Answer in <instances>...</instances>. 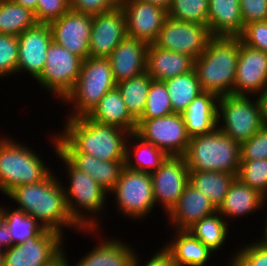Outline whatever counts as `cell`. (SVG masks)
<instances>
[{
    "label": "cell",
    "instance_id": "1",
    "mask_svg": "<svg viewBox=\"0 0 267 266\" xmlns=\"http://www.w3.org/2000/svg\"><path fill=\"white\" fill-rule=\"evenodd\" d=\"M7 197L17 203L16 208L34 217L46 229L57 231L63 236L64 230L69 228V231H80L93 235V238L101 237V228L82 229L70 216L62 180L53 171L38 183L16 187Z\"/></svg>",
    "mask_w": 267,
    "mask_h": 266
},
{
    "label": "cell",
    "instance_id": "2",
    "mask_svg": "<svg viewBox=\"0 0 267 266\" xmlns=\"http://www.w3.org/2000/svg\"><path fill=\"white\" fill-rule=\"evenodd\" d=\"M63 130L55 131L60 153L89 154L100 160H125L128 131L91 120L87 115L65 118Z\"/></svg>",
    "mask_w": 267,
    "mask_h": 266
},
{
    "label": "cell",
    "instance_id": "3",
    "mask_svg": "<svg viewBox=\"0 0 267 266\" xmlns=\"http://www.w3.org/2000/svg\"><path fill=\"white\" fill-rule=\"evenodd\" d=\"M50 144L54 147V154L65 167V182L63 183L67 208L70 216L82 229H99L101 227L104 210L107 208L109 193L103 189L90 175L74 167L59 151L55 136H50ZM106 206V207H105ZM97 214V215H96ZM102 215V216H100ZM101 217V218H100Z\"/></svg>",
    "mask_w": 267,
    "mask_h": 266
},
{
    "label": "cell",
    "instance_id": "4",
    "mask_svg": "<svg viewBox=\"0 0 267 266\" xmlns=\"http://www.w3.org/2000/svg\"><path fill=\"white\" fill-rule=\"evenodd\" d=\"M239 37L213 36L205 51L194 60L203 91L218 96L234 94Z\"/></svg>",
    "mask_w": 267,
    "mask_h": 266
},
{
    "label": "cell",
    "instance_id": "5",
    "mask_svg": "<svg viewBox=\"0 0 267 266\" xmlns=\"http://www.w3.org/2000/svg\"><path fill=\"white\" fill-rule=\"evenodd\" d=\"M1 136L0 193L7 196L16 187L38 183L52 172L38 151L15 141V137Z\"/></svg>",
    "mask_w": 267,
    "mask_h": 266
},
{
    "label": "cell",
    "instance_id": "6",
    "mask_svg": "<svg viewBox=\"0 0 267 266\" xmlns=\"http://www.w3.org/2000/svg\"><path fill=\"white\" fill-rule=\"evenodd\" d=\"M183 157L189 171H220L237 177L240 143L217 127L209 133L191 137Z\"/></svg>",
    "mask_w": 267,
    "mask_h": 266
},
{
    "label": "cell",
    "instance_id": "7",
    "mask_svg": "<svg viewBox=\"0 0 267 266\" xmlns=\"http://www.w3.org/2000/svg\"><path fill=\"white\" fill-rule=\"evenodd\" d=\"M115 87L116 82L107 58L84 59L75 86L62 101V104H72L71 112L65 117L77 118L88 115L101 98Z\"/></svg>",
    "mask_w": 267,
    "mask_h": 266
},
{
    "label": "cell",
    "instance_id": "8",
    "mask_svg": "<svg viewBox=\"0 0 267 266\" xmlns=\"http://www.w3.org/2000/svg\"><path fill=\"white\" fill-rule=\"evenodd\" d=\"M264 126L260 104L255 96H219L217 127L239 143L250 139Z\"/></svg>",
    "mask_w": 267,
    "mask_h": 266
},
{
    "label": "cell",
    "instance_id": "9",
    "mask_svg": "<svg viewBox=\"0 0 267 266\" xmlns=\"http://www.w3.org/2000/svg\"><path fill=\"white\" fill-rule=\"evenodd\" d=\"M110 194L116 200L113 201L118 208L117 211L128 219L144 222L147 215L156 208L149 173L131 170L125 166Z\"/></svg>",
    "mask_w": 267,
    "mask_h": 266
},
{
    "label": "cell",
    "instance_id": "10",
    "mask_svg": "<svg viewBox=\"0 0 267 266\" xmlns=\"http://www.w3.org/2000/svg\"><path fill=\"white\" fill-rule=\"evenodd\" d=\"M82 61V58L52 41L44 69L35 81L61 103L75 86Z\"/></svg>",
    "mask_w": 267,
    "mask_h": 266
},
{
    "label": "cell",
    "instance_id": "11",
    "mask_svg": "<svg viewBox=\"0 0 267 266\" xmlns=\"http://www.w3.org/2000/svg\"><path fill=\"white\" fill-rule=\"evenodd\" d=\"M47 229L42 235L4 250V266H55L64 258V238Z\"/></svg>",
    "mask_w": 267,
    "mask_h": 266
},
{
    "label": "cell",
    "instance_id": "12",
    "mask_svg": "<svg viewBox=\"0 0 267 266\" xmlns=\"http://www.w3.org/2000/svg\"><path fill=\"white\" fill-rule=\"evenodd\" d=\"M135 133L168 156H183L191 139L182 114L176 113L151 119H138Z\"/></svg>",
    "mask_w": 267,
    "mask_h": 266
},
{
    "label": "cell",
    "instance_id": "13",
    "mask_svg": "<svg viewBox=\"0 0 267 266\" xmlns=\"http://www.w3.org/2000/svg\"><path fill=\"white\" fill-rule=\"evenodd\" d=\"M213 36L207 25L175 20L167 16L154 44L164 50L197 59Z\"/></svg>",
    "mask_w": 267,
    "mask_h": 266
},
{
    "label": "cell",
    "instance_id": "14",
    "mask_svg": "<svg viewBox=\"0 0 267 266\" xmlns=\"http://www.w3.org/2000/svg\"><path fill=\"white\" fill-rule=\"evenodd\" d=\"M156 206L167 216L189 183V168L183 156H168L151 174Z\"/></svg>",
    "mask_w": 267,
    "mask_h": 266
},
{
    "label": "cell",
    "instance_id": "15",
    "mask_svg": "<svg viewBox=\"0 0 267 266\" xmlns=\"http://www.w3.org/2000/svg\"><path fill=\"white\" fill-rule=\"evenodd\" d=\"M18 37V61L16 74H28L34 81L40 76L46 62V54L52 40L49 24L36 23Z\"/></svg>",
    "mask_w": 267,
    "mask_h": 266
},
{
    "label": "cell",
    "instance_id": "16",
    "mask_svg": "<svg viewBox=\"0 0 267 266\" xmlns=\"http://www.w3.org/2000/svg\"><path fill=\"white\" fill-rule=\"evenodd\" d=\"M52 40L83 60L89 57L92 16L69 10L49 24Z\"/></svg>",
    "mask_w": 267,
    "mask_h": 266
},
{
    "label": "cell",
    "instance_id": "17",
    "mask_svg": "<svg viewBox=\"0 0 267 266\" xmlns=\"http://www.w3.org/2000/svg\"><path fill=\"white\" fill-rule=\"evenodd\" d=\"M126 20L127 36L154 43L160 33L167 10L153 3L124 0L121 5Z\"/></svg>",
    "mask_w": 267,
    "mask_h": 266
},
{
    "label": "cell",
    "instance_id": "18",
    "mask_svg": "<svg viewBox=\"0 0 267 266\" xmlns=\"http://www.w3.org/2000/svg\"><path fill=\"white\" fill-rule=\"evenodd\" d=\"M127 36L121 7L92 16L89 57L107 58Z\"/></svg>",
    "mask_w": 267,
    "mask_h": 266
},
{
    "label": "cell",
    "instance_id": "19",
    "mask_svg": "<svg viewBox=\"0 0 267 266\" xmlns=\"http://www.w3.org/2000/svg\"><path fill=\"white\" fill-rule=\"evenodd\" d=\"M267 85V54L243 44L239 37L234 94L257 96Z\"/></svg>",
    "mask_w": 267,
    "mask_h": 266
},
{
    "label": "cell",
    "instance_id": "20",
    "mask_svg": "<svg viewBox=\"0 0 267 266\" xmlns=\"http://www.w3.org/2000/svg\"><path fill=\"white\" fill-rule=\"evenodd\" d=\"M148 43L126 36L107 57L117 83L146 72Z\"/></svg>",
    "mask_w": 267,
    "mask_h": 266
},
{
    "label": "cell",
    "instance_id": "21",
    "mask_svg": "<svg viewBox=\"0 0 267 266\" xmlns=\"http://www.w3.org/2000/svg\"><path fill=\"white\" fill-rule=\"evenodd\" d=\"M217 209L201 191L188 183L178 203L167 215V224L173 230H188L203 217L214 214Z\"/></svg>",
    "mask_w": 267,
    "mask_h": 266
},
{
    "label": "cell",
    "instance_id": "22",
    "mask_svg": "<svg viewBox=\"0 0 267 266\" xmlns=\"http://www.w3.org/2000/svg\"><path fill=\"white\" fill-rule=\"evenodd\" d=\"M267 198L258 190L243 184L238 178L231 183L223 203L217 211L227 220L241 219L246 215L255 214L260 209L267 210ZM229 218V219H228Z\"/></svg>",
    "mask_w": 267,
    "mask_h": 266
},
{
    "label": "cell",
    "instance_id": "23",
    "mask_svg": "<svg viewBox=\"0 0 267 266\" xmlns=\"http://www.w3.org/2000/svg\"><path fill=\"white\" fill-rule=\"evenodd\" d=\"M113 238V239H112ZM101 237L74 266H132L136 251L121 238ZM73 266V265H71Z\"/></svg>",
    "mask_w": 267,
    "mask_h": 266
},
{
    "label": "cell",
    "instance_id": "24",
    "mask_svg": "<svg viewBox=\"0 0 267 266\" xmlns=\"http://www.w3.org/2000/svg\"><path fill=\"white\" fill-rule=\"evenodd\" d=\"M173 232L171 241L165 242L162 247L171 255L176 266H209L213 251L187 230Z\"/></svg>",
    "mask_w": 267,
    "mask_h": 266
},
{
    "label": "cell",
    "instance_id": "25",
    "mask_svg": "<svg viewBox=\"0 0 267 266\" xmlns=\"http://www.w3.org/2000/svg\"><path fill=\"white\" fill-rule=\"evenodd\" d=\"M193 68L194 59L189 55L161 49L154 43L148 45L146 72L154 81H165Z\"/></svg>",
    "mask_w": 267,
    "mask_h": 266
},
{
    "label": "cell",
    "instance_id": "26",
    "mask_svg": "<svg viewBox=\"0 0 267 266\" xmlns=\"http://www.w3.org/2000/svg\"><path fill=\"white\" fill-rule=\"evenodd\" d=\"M219 96L212 92H202L182 114L188 135H202L217 128Z\"/></svg>",
    "mask_w": 267,
    "mask_h": 266
},
{
    "label": "cell",
    "instance_id": "27",
    "mask_svg": "<svg viewBox=\"0 0 267 266\" xmlns=\"http://www.w3.org/2000/svg\"><path fill=\"white\" fill-rule=\"evenodd\" d=\"M207 26L212 36L239 37L244 30L239 0H209Z\"/></svg>",
    "mask_w": 267,
    "mask_h": 266
},
{
    "label": "cell",
    "instance_id": "28",
    "mask_svg": "<svg viewBox=\"0 0 267 266\" xmlns=\"http://www.w3.org/2000/svg\"><path fill=\"white\" fill-rule=\"evenodd\" d=\"M87 116L98 123L116 126L129 133H135L137 129V120L128 111L117 87L108 91Z\"/></svg>",
    "mask_w": 267,
    "mask_h": 266
},
{
    "label": "cell",
    "instance_id": "29",
    "mask_svg": "<svg viewBox=\"0 0 267 266\" xmlns=\"http://www.w3.org/2000/svg\"><path fill=\"white\" fill-rule=\"evenodd\" d=\"M74 167L90 175L108 193L117 184L125 160L104 161L89 154L61 153Z\"/></svg>",
    "mask_w": 267,
    "mask_h": 266
},
{
    "label": "cell",
    "instance_id": "30",
    "mask_svg": "<svg viewBox=\"0 0 267 266\" xmlns=\"http://www.w3.org/2000/svg\"><path fill=\"white\" fill-rule=\"evenodd\" d=\"M168 155L136 133H130L126 142L125 166L131 170L152 174Z\"/></svg>",
    "mask_w": 267,
    "mask_h": 266
},
{
    "label": "cell",
    "instance_id": "31",
    "mask_svg": "<svg viewBox=\"0 0 267 266\" xmlns=\"http://www.w3.org/2000/svg\"><path fill=\"white\" fill-rule=\"evenodd\" d=\"M235 178L220 171H189V183L208 197L216 209L223 203Z\"/></svg>",
    "mask_w": 267,
    "mask_h": 266
},
{
    "label": "cell",
    "instance_id": "32",
    "mask_svg": "<svg viewBox=\"0 0 267 266\" xmlns=\"http://www.w3.org/2000/svg\"><path fill=\"white\" fill-rule=\"evenodd\" d=\"M173 113L183 114L189 104L203 91L194 68L184 74L169 78L165 81Z\"/></svg>",
    "mask_w": 267,
    "mask_h": 266
},
{
    "label": "cell",
    "instance_id": "33",
    "mask_svg": "<svg viewBox=\"0 0 267 266\" xmlns=\"http://www.w3.org/2000/svg\"><path fill=\"white\" fill-rule=\"evenodd\" d=\"M230 225L224 217L216 211L210 216L203 217L187 231L201 241L211 251L215 252L222 249L229 237Z\"/></svg>",
    "mask_w": 267,
    "mask_h": 266
},
{
    "label": "cell",
    "instance_id": "34",
    "mask_svg": "<svg viewBox=\"0 0 267 266\" xmlns=\"http://www.w3.org/2000/svg\"><path fill=\"white\" fill-rule=\"evenodd\" d=\"M0 215L3 217L12 238V245L42 235L47 229L31 215L10 206L0 204Z\"/></svg>",
    "mask_w": 267,
    "mask_h": 266
},
{
    "label": "cell",
    "instance_id": "35",
    "mask_svg": "<svg viewBox=\"0 0 267 266\" xmlns=\"http://www.w3.org/2000/svg\"><path fill=\"white\" fill-rule=\"evenodd\" d=\"M153 79L147 72L116 84L130 114L138 120L144 113L149 87Z\"/></svg>",
    "mask_w": 267,
    "mask_h": 266
},
{
    "label": "cell",
    "instance_id": "36",
    "mask_svg": "<svg viewBox=\"0 0 267 266\" xmlns=\"http://www.w3.org/2000/svg\"><path fill=\"white\" fill-rule=\"evenodd\" d=\"M36 23L30 9L12 0H0V34L19 36Z\"/></svg>",
    "mask_w": 267,
    "mask_h": 266
},
{
    "label": "cell",
    "instance_id": "37",
    "mask_svg": "<svg viewBox=\"0 0 267 266\" xmlns=\"http://www.w3.org/2000/svg\"><path fill=\"white\" fill-rule=\"evenodd\" d=\"M209 0H172L167 14L184 22L208 24Z\"/></svg>",
    "mask_w": 267,
    "mask_h": 266
},
{
    "label": "cell",
    "instance_id": "38",
    "mask_svg": "<svg viewBox=\"0 0 267 266\" xmlns=\"http://www.w3.org/2000/svg\"><path fill=\"white\" fill-rule=\"evenodd\" d=\"M168 90L163 81H152L146 99L144 113L139 119H151L172 114Z\"/></svg>",
    "mask_w": 267,
    "mask_h": 266
},
{
    "label": "cell",
    "instance_id": "39",
    "mask_svg": "<svg viewBox=\"0 0 267 266\" xmlns=\"http://www.w3.org/2000/svg\"><path fill=\"white\" fill-rule=\"evenodd\" d=\"M236 178L267 198V159L241 161Z\"/></svg>",
    "mask_w": 267,
    "mask_h": 266
},
{
    "label": "cell",
    "instance_id": "40",
    "mask_svg": "<svg viewBox=\"0 0 267 266\" xmlns=\"http://www.w3.org/2000/svg\"><path fill=\"white\" fill-rule=\"evenodd\" d=\"M18 61V37L0 34V78L16 75ZM9 76V77H8Z\"/></svg>",
    "mask_w": 267,
    "mask_h": 266
},
{
    "label": "cell",
    "instance_id": "41",
    "mask_svg": "<svg viewBox=\"0 0 267 266\" xmlns=\"http://www.w3.org/2000/svg\"><path fill=\"white\" fill-rule=\"evenodd\" d=\"M230 258L235 259L240 266H267V245L254 239L242 247L240 245Z\"/></svg>",
    "mask_w": 267,
    "mask_h": 266
},
{
    "label": "cell",
    "instance_id": "42",
    "mask_svg": "<svg viewBox=\"0 0 267 266\" xmlns=\"http://www.w3.org/2000/svg\"><path fill=\"white\" fill-rule=\"evenodd\" d=\"M241 161L267 159V125L250 139L240 143Z\"/></svg>",
    "mask_w": 267,
    "mask_h": 266
},
{
    "label": "cell",
    "instance_id": "43",
    "mask_svg": "<svg viewBox=\"0 0 267 266\" xmlns=\"http://www.w3.org/2000/svg\"><path fill=\"white\" fill-rule=\"evenodd\" d=\"M69 10V0H38L33 13L37 23L50 24Z\"/></svg>",
    "mask_w": 267,
    "mask_h": 266
},
{
    "label": "cell",
    "instance_id": "44",
    "mask_svg": "<svg viewBox=\"0 0 267 266\" xmlns=\"http://www.w3.org/2000/svg\"><path fill=\"white\" fill-rule=\"evenodd\" d=\"M239 37L243 44L267 54V20L245 25Z\"/></svg>",
    "mask_w": 267,
    "mask_h": 266
},
{
    "label": "cell",
    "instance_id": "45",
    "mask_svg": "<svg viewBox=\"0 0 267 266\" xmlns=\"http://www.w3.org/2000/svg\"><path fill=\"white\" fill-rule=\"evenodd\" d=\"M124 0H69L70 10L95 16L121 7Z\"/></svg>",
    "mask_w": 267,
    "mask_h": 266
},
{
    "label": "cell",
    "instance_id": "46",
    "mask_svg": "<svg viewBox=\"0 0 267 266\" xmlns=\"http://www.w3.org/2000/svg\"><path fill=\"white\" fill-rule=\"evenodd\" d=\"M244 26L267 20V0H239Z\"/></svg>",
    "mask_w": 267,
    "mask_h": 266
},
{
    "label": "cell",
    "instance_id": "47",
    "mask_svg": "<svg viewBox=\"0 0 267 266\" xmlns=\"http://www.w3.org/2000/svg\"><path fill=\"white\" fill-rule=\"evenodd\" d=\"M141 259L142 258L136 253L132 266H176L171 255L163 247L151 255V258L146 262L144 261V265L142 261H140Z\"/></svg>",
    "mask_w": 267,
    "mask_h": 266
},
{
    "label": "cell",
    "instance_id": "48",
    "mask_svg": "<svg viewBox=\"0 0 267 266\" xmlns=\"http://www.w3.org/2000/svg\"><path fill=\"white\" fill-rule=\"evenodd\" d=\"M11 245V234L3 217L0 215V249L7 250Z\"/></svg>",
    "mask_w": 267,
    "mask_h": 266
},
{
    "label": "cell",
    "instance_id": "49",
    "mask_svg": "<svg viewBox=\"0 0 267 266\" xmlns=\"http://www.w3.org/2000/svg\"><path fill=\"white\" fill-rule=\"evenodd\" d=\"M256 97L260 104L262 120L264 121V125H267V85Z\"/></svg>",
    "mask_w": 267,
    "mask_h": 266
},
{
    "label": "cell",
    "instance_id": "50",
    "mask_svg": "<svg viewBox=\"0 0 267 266\" xmlns=\"http://www.w3.org/2000/svg\"><path fill=\"white\" fill-rule=\"evenodd\" d=\"M12 1L34 12L36 10L38 0H12Z\"/></svg>",
    "mask_w": 267,
    "mask_h": 266
},
{
    "label": "cell",
    "instance_id": "51",
    "mask_svg": "<svg viewBox=\"0 0 267 266\" xmlns=\"http://www.w3.org/2000/svg\"><path fill=\"white\" fill-rule=\"evenodd\" d=\"M139 1L159 5V6L164 7L166 10H168L172 2V0H139Z\"/></svg>",
    "mask_w": 267,
    "mask_h": 266
},
{
    "label": "cell",
    "instance_id": "52",
    "mask_svg": "<svg viewBox=\"0 0 267 266\" xmlns=\"http://www.w3.org/2000/svg\"><path fill=\"white\" fill-rule=\"evenodd\" d=\"M265 218L263 219V220H265V222L263 223V224H265L263 227L264 230H262L263 235L261 234V238L260 239L258 238L257 240L259 242H261L262 244L267 245V216Z\"/></svg>",
    "mask_w": 267,
    "mask_h": 266
},
{
    "label": "cell",
    "instance_id": "53",
    "mask_svg": "<svg viewBox=\"0 0 267 266\" xmlns=\"http://www.w3.org/2000/svg\"><path fill=\"white\" fill-rule=\"evenodd\" d=\"M227 262H226L227 266H240V264L235 259L228 258Z\"/></svg>",
    "mask_w": 267,
    "mask_h": 266
},
{
    "label": "cell",
    "instance_id": "54",
    "mask_svg": "<svg viewBox=\"0 0 267 266\" xmlns=\"http://www.w3.org/2000/svg\"><path fill=\"white\" fill-rule=\"evenodd\" d=\"M0 266H4V250L0 249Z\"/></svg>",
    "mask_w": 267,
    "mask_h": 266
}]
</instances>
